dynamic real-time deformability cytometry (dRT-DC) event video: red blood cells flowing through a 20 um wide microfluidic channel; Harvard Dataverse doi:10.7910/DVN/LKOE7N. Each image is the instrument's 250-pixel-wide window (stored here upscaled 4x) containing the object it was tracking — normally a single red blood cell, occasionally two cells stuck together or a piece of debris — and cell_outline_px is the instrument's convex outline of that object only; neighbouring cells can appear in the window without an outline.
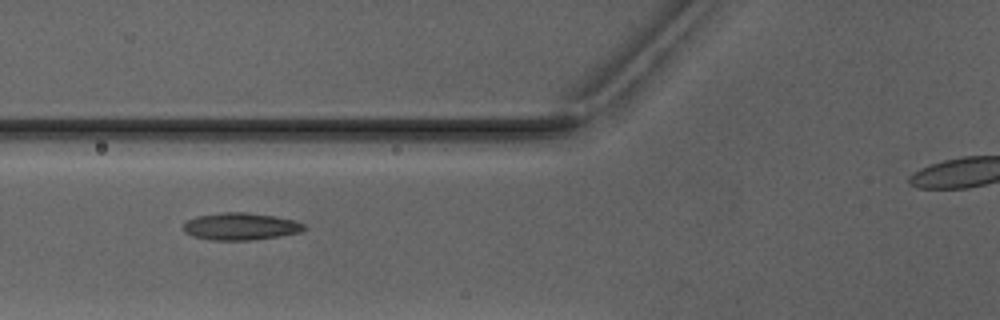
{"species": "Egyptian fruit bat (a non-hibernating species)", "species_latin": "Rousettus aegyptiacus", "temperature_condition": "warm", "stored_images_in_passage": 7, "segment_of_instrument_passage": [1, 2], "camera_frame_rate_fps": 3000, "um_per_image_px": 0.085, "animal": {"sex": "male"}, "frame": {"image": 1, "passage_image": 4, "time_ms": 3.667, "image_size_px": [1000, 320], "cell_outline_px": [[304, 228], [300, 232], [280, 236], [252, 240], [212, 240], [192, 236], [184, 232], [184, 224], [188, 220], [196, 216], [220, 212], [244, 212], [276, 216], [292, 220], [304, 224]], "centroid_in_image_um": [20.42, 19.24], "position_along_channel_um": 105.4, "area_um2": 19.07}}
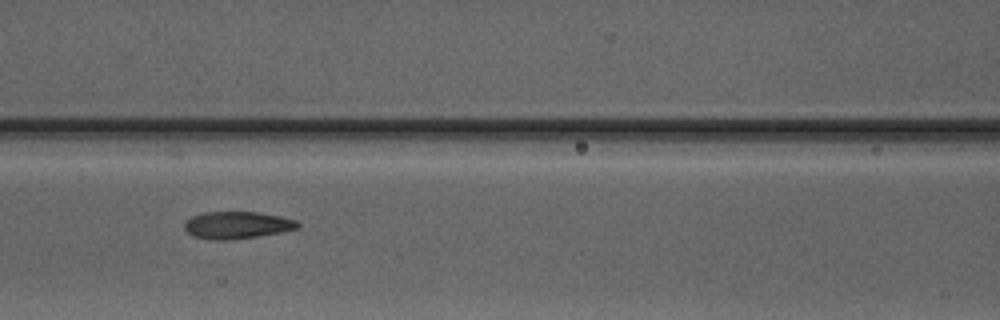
{"frame": {"image": 2, "passage_image": 5, "time_ms": 4.667, "image_size_px": [1000, 320], "cell_outline_px": [[300, 224], [296, 228], [280, 232], [260, 236], [228, 240], [208, 240], [192, 236], [184, 228], [184, 224], [192, 216], [204, 212], [256, 212], [280, 216], [296, 220]], "centroid_in_image_um": [20.12, 19.14], "position_along_channel_um": 146.5, "area_um2": 17.92}}
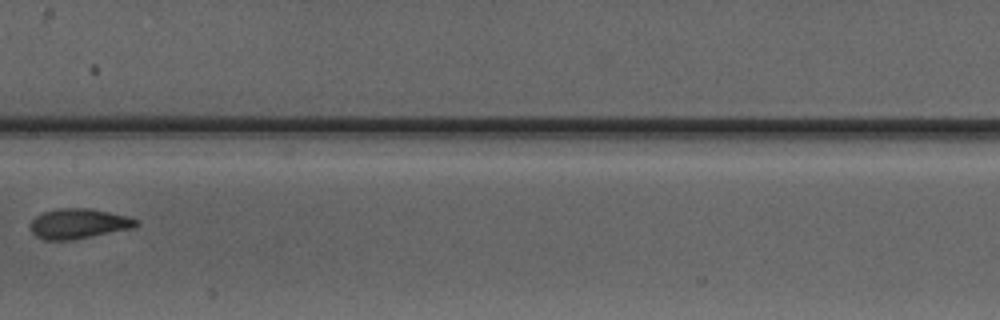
{"frame": {"image": 3, "passage_image": 6, "time_ms": 6.0, "image_size_px": [1000, 320], "cell_outline_px": [[140, 224], [132, 228], [72, 240], [44, 240], [36, 236], [28, 228], [32, 220], [36, 216], [44, 212], [60, 208], [92, 208], [128, 216], [140, 220]], "centroid_in_image_um": [6.69, 19.01], "position_along_channel_um": 200.7, "area_um2": 18.67}}